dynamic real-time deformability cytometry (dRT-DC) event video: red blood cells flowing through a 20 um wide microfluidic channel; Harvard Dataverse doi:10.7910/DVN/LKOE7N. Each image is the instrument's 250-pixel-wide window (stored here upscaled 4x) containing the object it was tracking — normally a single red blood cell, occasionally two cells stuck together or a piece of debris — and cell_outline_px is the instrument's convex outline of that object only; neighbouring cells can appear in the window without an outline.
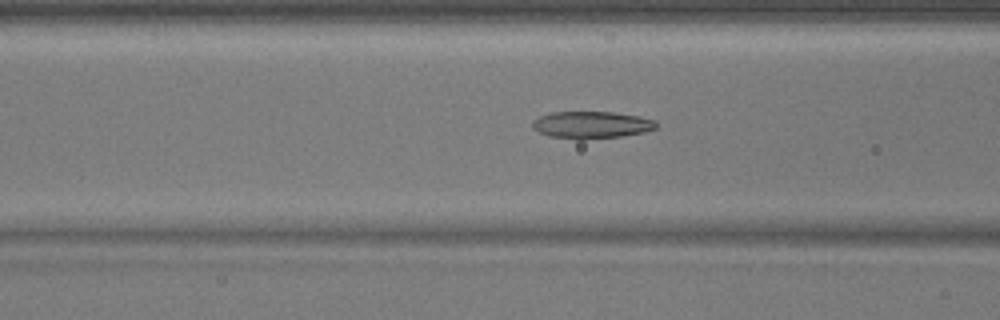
{"species": "common noctule bat (a hibernating species)", "species_latin": "Nyctalus noctula", "temperature_condition": "warm", "stored_images_in_passage": 37, "camera_frame_rate_fps": 3000, "um_per_image_px": 0.085, "animal": {"sex": "male", "body_mass_g": 17.9}, "frame": {"image": 1, "passage_image": 6, "time_ms": 1.667, "image_size_px": [1000, 320], "cell_outline_px": [[656, 128], [644, 132], [620, 136], [584, 140], [576, 140], [548, 136], [532, 128], [532, 120], [540, 116], [552, 112], [612, 112], [640, 116], [656, 120]], "centroid_in_image_um": [50.25, 10.62], "position_along_channel_um": 116.3, "area_um2": 19.71}}
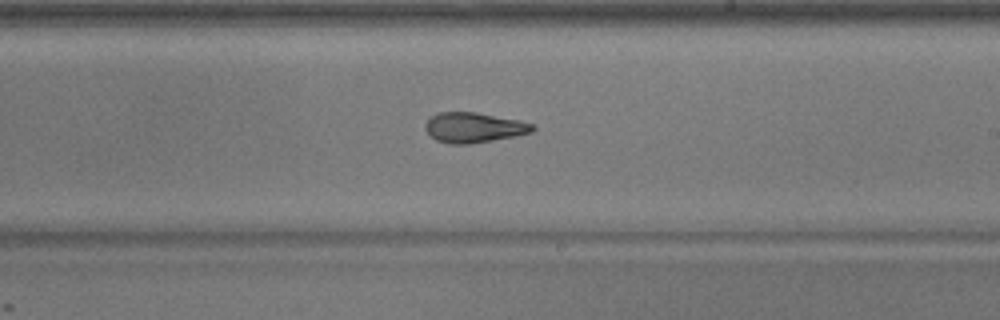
{"frame": {"image": 2, "passage_image": 16, "time_ms": 5.0, "image_size_px": [1000, 320], "cell_outline_px": [[536, 128], [532, 132], [516, 136], [472, 144], [448, 144], [436, 140], [424, 128], [424, 124], [432, 116], [440, 112], [476, 112], [520, 120], [532, 124]], "centroid_in_image_um": [40.29, 10.85], "position_along_channel_um": 248.7, "area_um2": 18.9}}
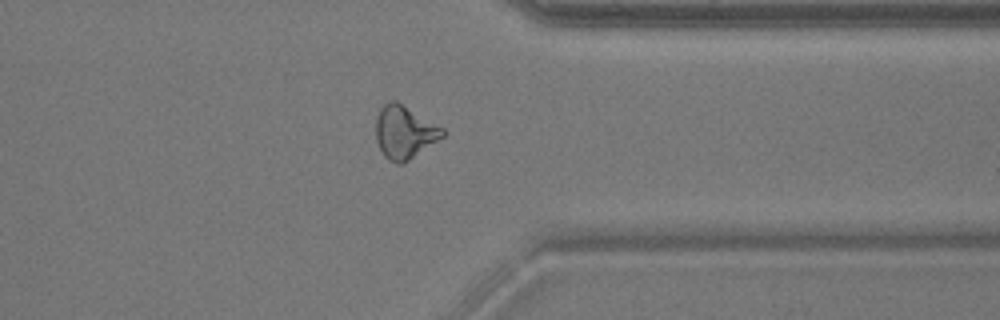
{"frame": {"image": 3, "passage_image": 26, "time_ms": 8.333, "image_size_px": [1000, 320], "cell_outline_px": [[444, 136], [404, 164], [396, 164], [388, 160], [384, 156], [376, 140], [376, 120], [380, 108], [384, 104], [392, 100], [396, 100], [444, 128]], "centroid_in_image_um": [34.37, 11.25], "position_along_channel_um": 377.0, "area_um2": 20.63}}